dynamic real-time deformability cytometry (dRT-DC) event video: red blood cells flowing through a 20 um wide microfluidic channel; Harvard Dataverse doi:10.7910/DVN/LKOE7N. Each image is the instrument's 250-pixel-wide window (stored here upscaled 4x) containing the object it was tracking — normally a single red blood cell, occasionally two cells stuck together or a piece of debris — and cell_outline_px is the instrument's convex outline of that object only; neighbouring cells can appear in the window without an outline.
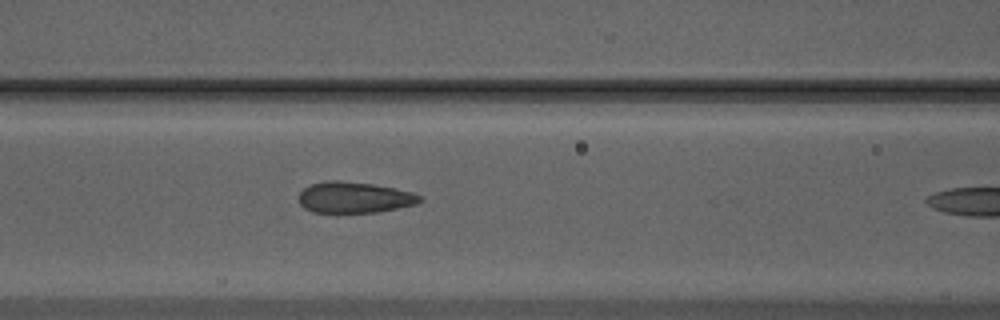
{"species": "Egyptian fruit bat (a non-hibernating species)", "species_latin": "Rousettus aegyptiacus", "temperature_condition": "warm", "stored_images_in_passage": 11, "camera_frame_rate_fps": 3000, "um_per_image_px": 0.085, "animal": {"sex": "male"}, "frame": {"image": 1, "passage_image": 10, "time_ms": 3.0, "image_size_px": [1000, 320], "cell_outline_px": [[424, 200], [416, 204], [376, 212], [312, 212], [304, 208], [296, 200], [300, 192], [304, 188], [312, 184], [328, 180], [336, 180], [372, 184], [412, 192], [424, 196]], "centroid_in_image_um": [30.1, 16.78], "position_along_channel_um": 136.5, "area_um2": 21.91}}